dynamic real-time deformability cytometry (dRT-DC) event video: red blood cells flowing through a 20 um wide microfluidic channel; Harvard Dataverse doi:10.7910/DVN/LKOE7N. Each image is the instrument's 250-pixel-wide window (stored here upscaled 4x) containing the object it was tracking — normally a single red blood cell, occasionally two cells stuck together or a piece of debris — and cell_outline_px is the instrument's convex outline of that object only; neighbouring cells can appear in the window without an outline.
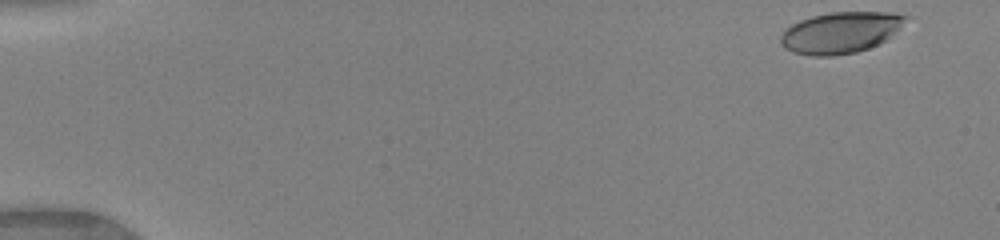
{"species": "human", "species_latin": "Homo sapiens", "temperature_condition": "warm", "stored_images_in_passage": 48, "camera_frame_rate_fps": 3000, "um_per_image_px": 0.085, "donor": {"sex": "female"}, "frame": {"image": 1, "passage_image": 1, "time_ms": 0.0, "image_size_px": [1000, 240], "cell_outline_px": [[908, 16], [884, 40], [868, 48], [856, 52], [832, 56], [812, 56], [792, 52], [780, 40], [780, 36], [792, 24], [800, 20], [812, 16], [832, 12], [892, 12]], "centroid_in_image_um": [71.39, 2.76], "position_along_channel_um": 13.6, "area_um2": 29.25}}
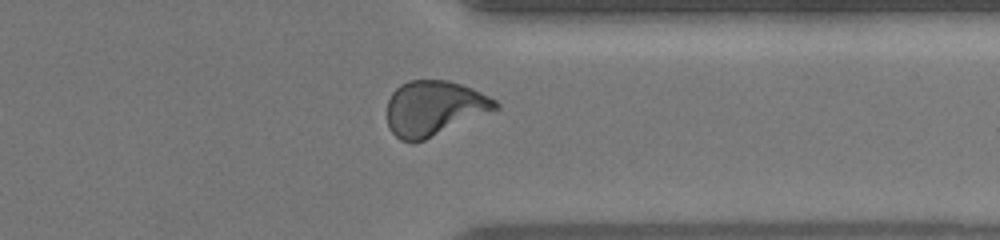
{"frame": {"image": 2, "passage_image": 38, "time_ms": 12.333, "image_size_px": [1000, 240], "cell_outline_px": [[500, 108], [424, 140], [412, 144], [400, 140], [388, 128], [388, 100], [392, 92], [400, 84], [408, 80], [448, 80], [472, 88], [496, 100], [500, 104]], "centroid_in_image_um": [36.88, 9.2], "position_along_channel_um": 374.5, "area_um2": 34.8}}
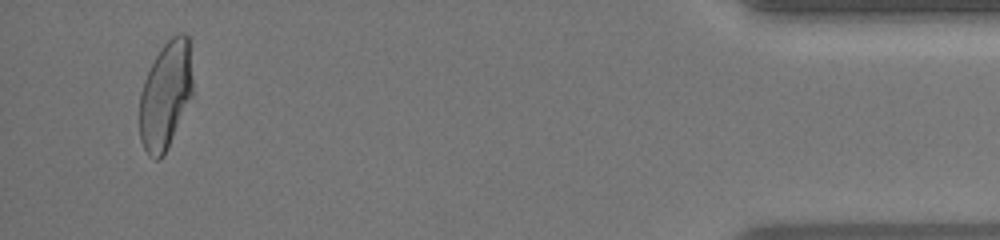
{"frame": {"image": 3, "passage_image": 46, "time_ms": 15.0, "image_size_px": [1000, 240], "cell_outline_px": [[192, 92], [168, 148], [164, 156], [160, 160], [156, 160], [148, 156], [140, 140], [140, 92], [144, 80], [160, 48], [172, 36], [180, 32], [184, 32], [188, 36], [192, 80]], "centroid_in_image_um": [14.05, 8.11], "position_along_channel_um": 421.2, "area_um2": 33.0}, "authors_computed_cell_mechanics": {"area_um2": 33.7263, "velocity_mm_per_s": 4.125, "shape_relaxation_time_tau1_ms": 6.3055, "shape_relaxation_time_tau2_ms": 1.0234, "deformation_change_tau1": 0.2217, "deformation_change_tau2": 0.0769}}